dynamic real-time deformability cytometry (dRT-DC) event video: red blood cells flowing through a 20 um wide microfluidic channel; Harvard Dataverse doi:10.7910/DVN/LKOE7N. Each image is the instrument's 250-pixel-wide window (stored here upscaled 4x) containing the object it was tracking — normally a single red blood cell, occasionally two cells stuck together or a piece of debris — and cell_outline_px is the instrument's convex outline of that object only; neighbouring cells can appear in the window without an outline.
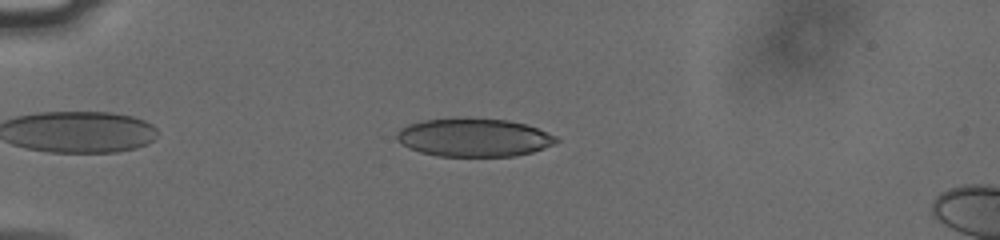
{"species": "human", "species_latin": "Homo sapiens", "temperature_condition": "cold", "stored_images_in_passage": 44, "camera_frame_rate_fps": 3000, "um_per_image_px": 0.085, "donor": {"sex": "male"}, "frame": {"image": 1, "passage_image": 4, "time_ms": 1.0, "image_size_px": [1000, 240], "cell_outline_px": [[560, 140], [544, 148], [532, 152], [516, 156], [436, 156], [420, 152], [408, 148], [388, 136], [400, 128], [408, 124], [424, 120], [508, 120], [524, 124], [536, 128], [556, 136]], "centroid_in_image_um": [40.18, 11.72], "position_along_channel_um": 44.8, "area_um2": 35.2}}
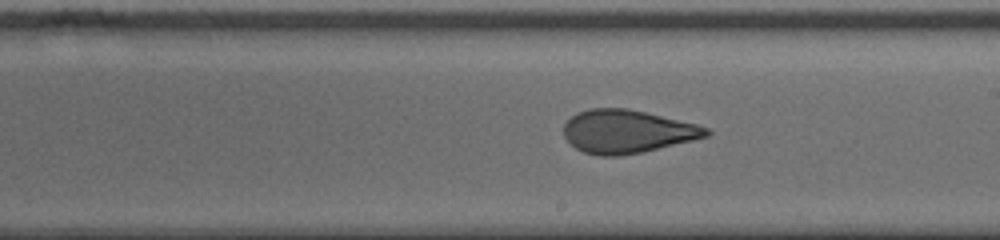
{"frame": {"image": 2, "passage_image": 22, "time_ms": 7.0, "image_size_px": [1000, 240], "cell_outline_px": [[712, 132], [708, 136], [644, 152], [620, 156], [600, 156], [584, 152], [576, 148], [564, 136], [564, 124], [576, 112], [588, 108], [628, 108], [696, 124], [708, 128]], "centroid_in_image_um": [53.29, 11.18], "position_along_channel_um": 235.7, "area_um2": 35.84}}
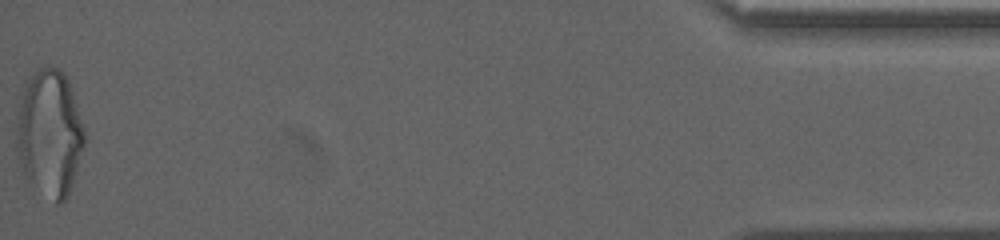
{"frame": {"image": 3, "passage_image": 44, "time_ms": 14.333, "image_size_px": [1000, 240], "cell_outline_px": [[84, 144], [72, 184], [68, 196], [60, 204], [56, 204], [28, 184], [24, 176], [16, 152], [16, 128], [20, 104], [24, 88], [28, 76], [36, 68], [60, 68], [68, 80], [76, 104], [84, 132]], "centroid_in_image_um": [4.18, 11.38], "position_along_channel_um": 431.0, "area_um2": 50.23}, "authors_computed_cell_mechanics": {"area_um2": 36.3851, "velocity_mm_per_s": 3.8051, "shape_relaxation_time_tau1_ms": 11.2957, "shape_relaxation_time_tau2_ms": 1.1854, "deformation_change_tau1": 0.2357, "deformation_change_tau2": 0.0883}}